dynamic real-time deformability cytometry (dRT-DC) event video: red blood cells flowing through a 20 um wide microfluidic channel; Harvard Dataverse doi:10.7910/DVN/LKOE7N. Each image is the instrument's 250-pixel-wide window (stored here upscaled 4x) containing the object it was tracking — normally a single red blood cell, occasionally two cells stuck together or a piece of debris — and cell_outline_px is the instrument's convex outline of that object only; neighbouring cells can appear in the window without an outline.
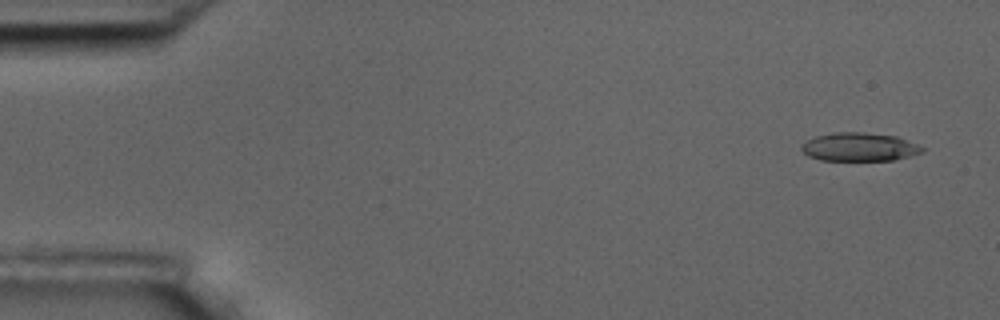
{"species": "common noctule bat (a hibernating species)", "species_latin": "Nyctalus noctula", "temperature_condition": "room temperature", "stored_images_in_passage": 5, "camera_frame_rate_fps": 3000, "um_per_image_px": 0.085, "animal": {"sex": "male", "body_mass_g": 17.5, "forearm_length_mm": 52.3}, "frame": {"image": 1, "passage_image": 1, "time_ms": 0.0, "image_size_px": [1000, 320], "cell_outline_px": [[924, 152], [912, 156], [892, 160], [820, 160], [808, 156], [800, 148], [800, 144], [816, 136], [836, 132], [864, 132], [896, 136], [916, 144], [924, 148]], "centroid_in_image_um": [73.04, 12.49], "position_along_channel_um": 12.0, "area_um2": 20.0}}
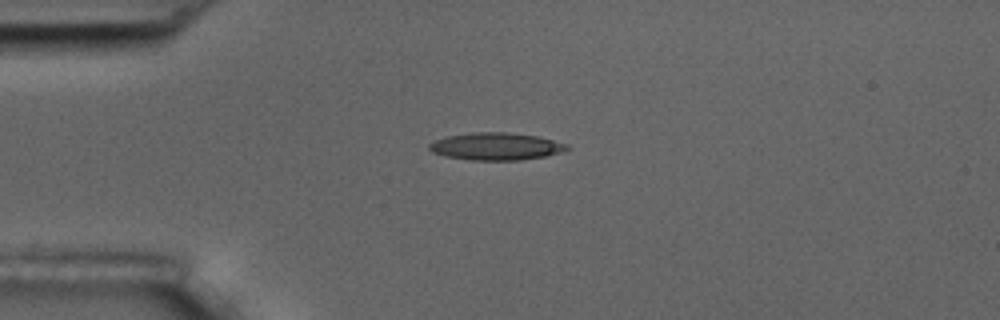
{"frame": {"image": 2, "passage_image": 4, "time_ms": 3.667, "image_size_px": [1000, 320], "cell_outline_px": [[572, 148], [564, 152], [544, 156], [520, 160], [472, 160], [444, 156], [432, 152], [428, 148], [428, 144], [444, 136], [472, 132], [508, 132], [536, 136], [568, 144]], "centroid_in_image_um": [42.16, 12.44], "position_along_channel_um": 42.8, "area_um2": 22.14}}